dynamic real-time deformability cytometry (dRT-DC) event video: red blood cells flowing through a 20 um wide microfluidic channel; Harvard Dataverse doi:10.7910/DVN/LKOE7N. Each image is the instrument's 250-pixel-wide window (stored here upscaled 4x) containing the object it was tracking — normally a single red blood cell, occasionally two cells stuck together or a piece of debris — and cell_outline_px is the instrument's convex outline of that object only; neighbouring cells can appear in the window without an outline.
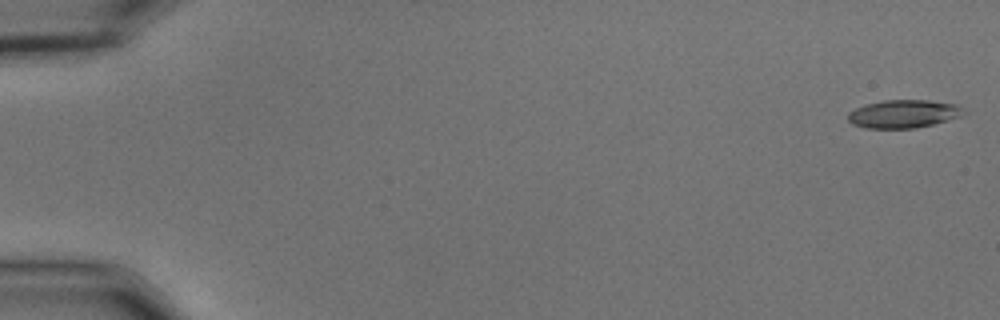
{"species": "common noctule bat (a hibernating species)", "species_latin": "Nyctalus noctula", "temperature_condition": "cold", "stored_images_in_passage": 55, "camera_frame_rate_fps": 3000, "um_per_image_px": 0.085, "animal": {"sex": "male", "body_mass_g": 15.6}, "frame": {"image": 1, "passage_image": 1, "time_ms": 0.0, "image_size_px": [1000, 320], "cell_outline_px": [[968, 112], [960, 116], [932, 124], [916, 128], [864, 128], [852, 124], [848, 120], [848, 112], [864, 104], [884, 100], [928, 100], [956, 104], [964, 108]], "centroid_in_image_um": [76.79, 9.67], "position_along_channel_um": 8.2, "area_um2": 19.02}}
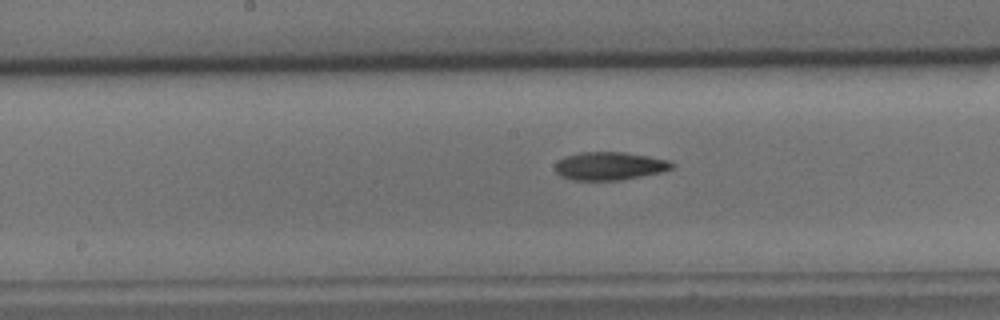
{"frame": {"image": 2, "passage_image": 29, "time_ms": 9.333, "image_size_px": [1000, 320], "cell_outline_px": [[676, 164], [672, 168], [660, 172], [620, 180], [572, 180], [560, 176], [556, 172], [556, 160], [580, 152], [624, 152], [648, 156], [668, 160]], "centroid_in_image_um": [51.8, 14.11], "position_along_channel_um": 196.4, "area_um2": 19.02}}
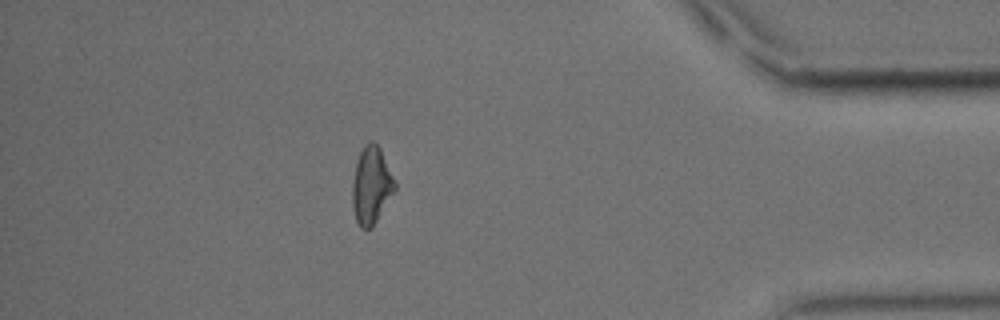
{"frame": {"image": 3, "passage_image": 49, "time_ms": 16.0, "image_size_px": [1000, 320], "cell_outline_px": [[396, 188], [372, 228], [360, 228], [356, 220], [352, 208], [352, 184], [356, 160], [364, 144], [372, 140], [380, 148], [396, 184]], "centroid_in_image_um": [31.54, 15.76], "position_along_channel_um": 403.7, "area_um2": 19.02}, "authors_computed_cell_mechanics": {"area_um2": 19.1318, "velocity_mm_per_s": 3.6473, "shape_relaxation_time_tau1_ms": 5.5224, "shape_relaxation_time_tau2_ms": null, "deformation_change_tau1": 0.152, "deformation_change_tau2": null}}